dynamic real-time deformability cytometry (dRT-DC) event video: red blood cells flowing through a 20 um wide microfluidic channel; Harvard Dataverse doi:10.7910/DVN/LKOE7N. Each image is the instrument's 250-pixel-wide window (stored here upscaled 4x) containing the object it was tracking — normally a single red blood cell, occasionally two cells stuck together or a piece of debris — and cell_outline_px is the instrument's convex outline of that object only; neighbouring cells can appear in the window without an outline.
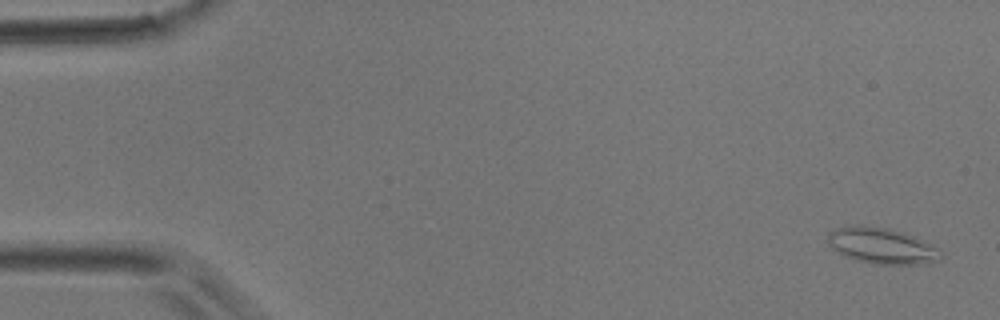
{"species": "common noctule bat (a hibernating species)", "species_latin": "Nyctalus noctula", "temperature_condition": "room temperature", "stored_images_in_passage": 4, "camera_frame_rate_fps": 3000, "um_per_image_px": 0.085, "animal": {"sex": "male", "body_mass_g": 17.9}, "frame": {"image": 1, "passage_image": 4, "time_ms": 1.0, "image_size_px": [1000, 320], "cell_outline_px": [[944, 256], [940, 260], [928, 264], [872, 264], [856, 260], [832, 248], [828, 244], [828, 232], [836, 228], [852, 224], [860, 224], [888, 228], [904, 232], [932, 244]], "centroid_in_image_um": [74.97, 20.88], "position_along_channel_um": 10.0, "area_um2": 23.93}}